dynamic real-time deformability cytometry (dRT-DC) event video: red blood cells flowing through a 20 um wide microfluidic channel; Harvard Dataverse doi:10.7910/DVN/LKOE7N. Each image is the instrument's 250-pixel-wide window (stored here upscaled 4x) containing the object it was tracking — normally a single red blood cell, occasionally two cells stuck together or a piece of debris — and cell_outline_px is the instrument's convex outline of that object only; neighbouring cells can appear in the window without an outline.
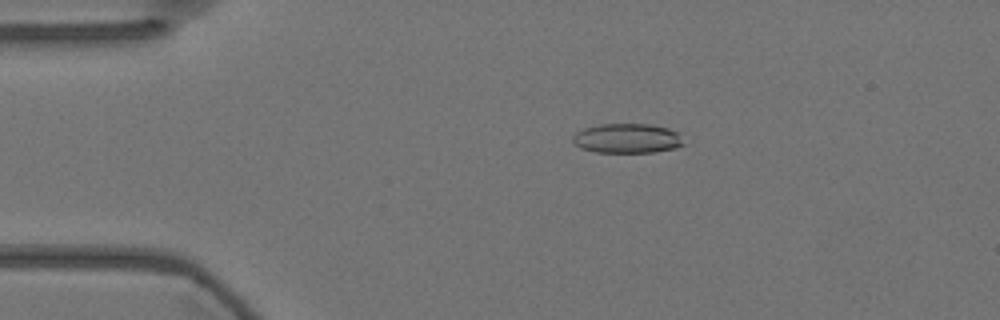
{"species": "Egyptian fruit bat (a non-hibernating species)", "species_latin": "Rousettus aegyptiacus", "temperature_condition": "warm", "stored_images_in_passage": 56, "camera_frame_rate_fps": 3000, "um_per_image_px": 0.085, "animal": {"sex": "female"}, "frame": {"image": 1, "passage_image": 11, "time_ms": 3.333, "image_size_px": [1000, 320], "cell_outline_px": [[688, 144], [676, 148], [656, 152], [596, 152], [580, 148], [572, 144], [572, 136], [576, 132], [584, 128], [600, 124], [648, 124], [668, 128], [676, 132]], "centroid_in_image_um": [53.31, 11.77], "position_along_channel_um": 31.7, "area_um2": 19.36}}
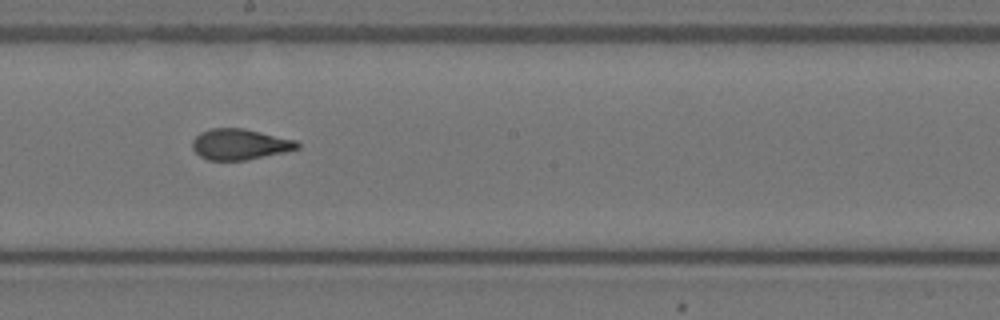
{"frame": {"image": 2, "passage_image": 31, "time_ms": 10.0, "image_size_px": [1000, 320], "cell_outline_px": [[300, 148], [284, 152], [248, 160], [208, 160], [200, 156], [192, 148], [192, 140], [200, 132], [212, 128], [244, 128], [296, 140], [300, 144]], "centroid_in_image_um": [20.39, 12.26], "position_along_channel_um": 227.8, "area_um2": 18.9}}
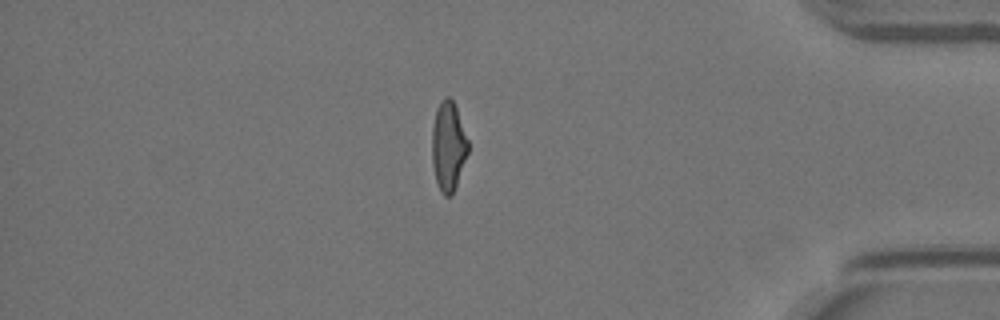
{"frame": {"image": 3, "passage_image": 48, "time_ms": 15.667, "image_size_px": [1000, 320], "cell_outline_px": [[468, 152], [452, 196], [444, 196], [440, 192], [436, 180], [432, 164], [432, 128], [436, 108], [444, 96], [448, 96], [452, 100], [456, 108], [468, 140]], "centroid_in_image_um": [38.09, 12.44], "position_along_channel_um": 397.1, "area_um2": 18.73}, "authors_computed_cell_mechanics": {"area_um2": 19.3919, "velocity_mm_per_s": 3.6053, "shape_relaxation_time_tau1_ms": null, "shape_relaxation_time_tau2_ms": 1.2219, "deformation_change_tau1": null, "deformation_change_tau2": 0.0844}}